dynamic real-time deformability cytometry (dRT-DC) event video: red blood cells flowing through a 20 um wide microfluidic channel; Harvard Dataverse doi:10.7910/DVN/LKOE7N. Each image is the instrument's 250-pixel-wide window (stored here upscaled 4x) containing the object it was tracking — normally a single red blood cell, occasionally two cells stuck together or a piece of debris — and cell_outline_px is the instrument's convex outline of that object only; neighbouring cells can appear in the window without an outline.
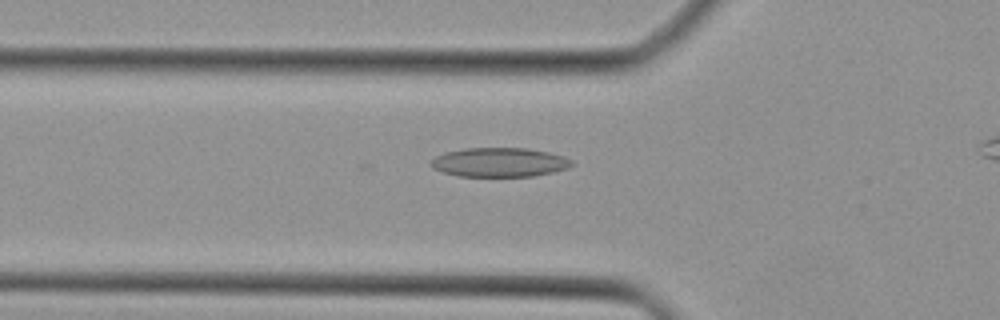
{"species": "Egyptian fruit bat (a non-hibernating species)", "species_latin": "Rousettus aegyptiacus", "temperature_condition": "cold", "stored_images_in_passage": 26, "camera_frame_rate_fps": 3000, "um_per_image_px": 0.085, "animal": {"sex": "female"}, "frame": {"image": 1, "passage_image": 3, "time_ms": 0.667, "image_size_px": [1000, 320], "cell_outline_px": [[572, 164], [568, 168], [552, 172], [532, 176], [460, 176], [444, 172], [432, 168], [428, 164], [436, 156], [444, 152], [464, 148], [528, 148], [548, 152], [564, 156], [572, 160]], "centroid_in_image_um": [42.43, 13.79], "position_along_channel_um": 83.4, "area_um2": 23.93}}
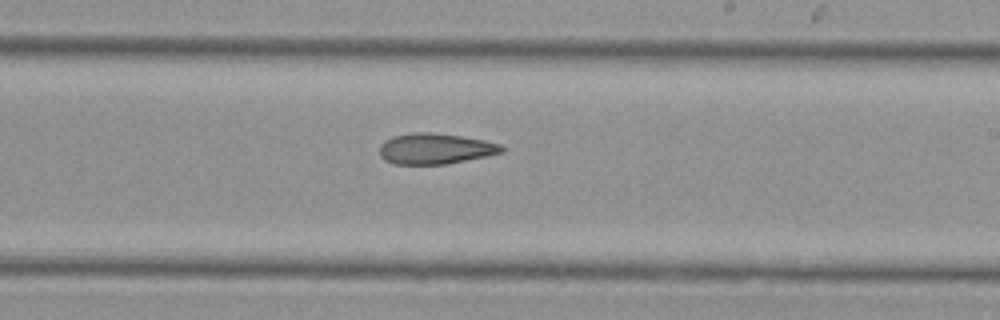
{"frame": {"image": 2, "passage_image": 14, "time_ms": 4.333, "image_size_px": [1000, 320], "cell_outline_px": [[504, 152], [488, 156], [444, 164], [392, 164], [384, 160], [380, 156], [380, 144], [384, 140], [392, 136], [412, 132], [432, 132], [460, 136], [484, 140], [500, 144], [504, 148]], "centroid_in_image_um": [36.97, 12.63], "position_along_channel_um": 252.0, "area_um2": 22.02}}
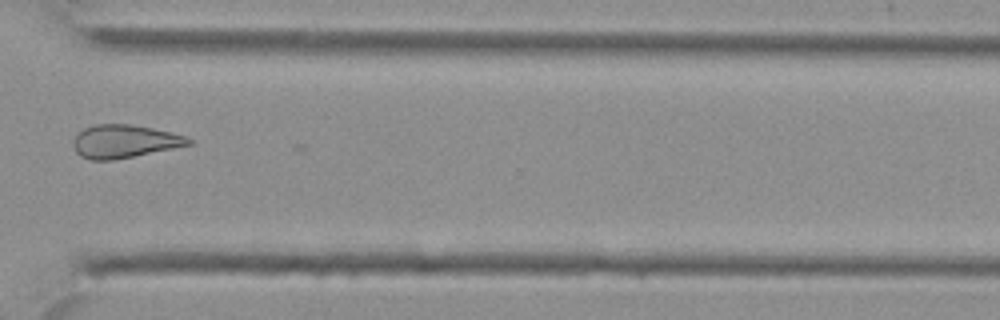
{"frame": {"image": 3, "passage_image": 21, "time_ms": 6.667, "image_size_px": [1000, 320], "cell_outline_px": [[192, 144], [112, 160], [88, 160], [80, 156], [76, 152], [72, 144], [72, 140], [84, 128], [92, 124], [132, 124], [152, 128], [188, 136], [192, 140]], "centroid_in_image_um": [10.54, 12.01], "position_along_channel_um": 360.1, "area_um2": 22.2}}